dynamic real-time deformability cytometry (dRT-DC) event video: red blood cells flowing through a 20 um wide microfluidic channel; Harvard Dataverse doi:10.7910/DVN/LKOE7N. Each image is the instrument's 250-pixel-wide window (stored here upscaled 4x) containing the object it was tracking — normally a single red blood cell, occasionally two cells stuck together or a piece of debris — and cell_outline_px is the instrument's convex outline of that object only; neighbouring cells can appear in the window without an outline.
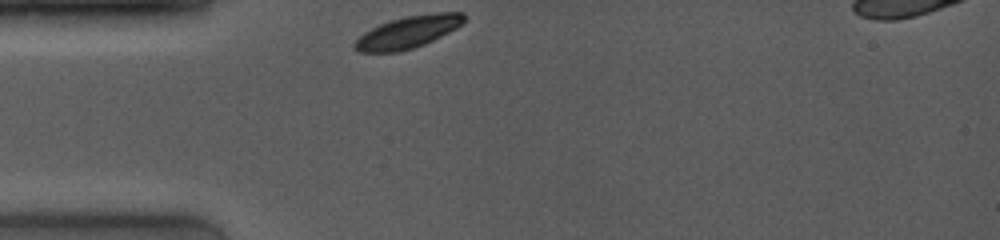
{"species": "common noctule bat (a hibernating species)", "species_latin": "Nyctalus noctula", "temperature_condition": "room temperature", "stored_images_in_passage": 40, "camera_frame_rate_fps": 4000, "um_per_image_px": 0.085, "animal": {"sex": "female", "body_mass_g": 19.0, "forearm_length_mm": 53.3}, "frame": {"image": 1, "passage_image": 1, "time_ms": 0.0, "image_size_px": [1000, 240], "cell_outline_px": [[464, 20], [456, 28], [424, 44], [412, 48], [396, 52], [360, 52], [352, 48], [356, 40], [364, 32], [380, 24], [404, 16], [440, 12], [464, 12]], "centroid_in_image_um": [34.65, 2.72], "position_along_channel_um": 50.3, "area_um2": 20.11}}
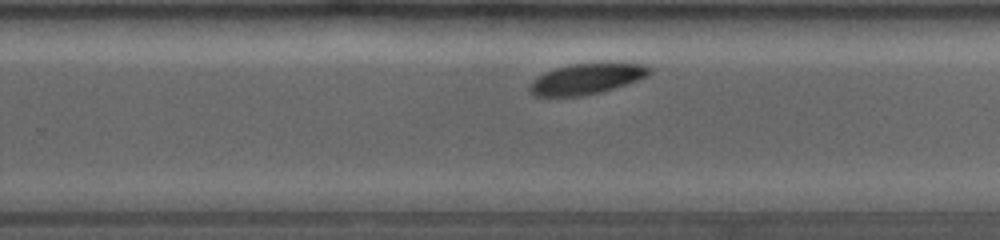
{"frame": {"image": 2, "passage_image": 26, "time_ms": 6.25, "image_size_px": [1000, 240], "cell_outline_px": [[652, 72], [648, 76], [600, 92], [580, 96], [536, 96], [528, 92], [528, 88], [532, 80], [536, 76], [544, 72], [556, 68], [572, 64], [608, 60], [644, 64], [652, 68]], "centroid_in_image_um": [49.88, 6.65], "position_along_channel_um": 279.9, "area_um2": 22.08}}
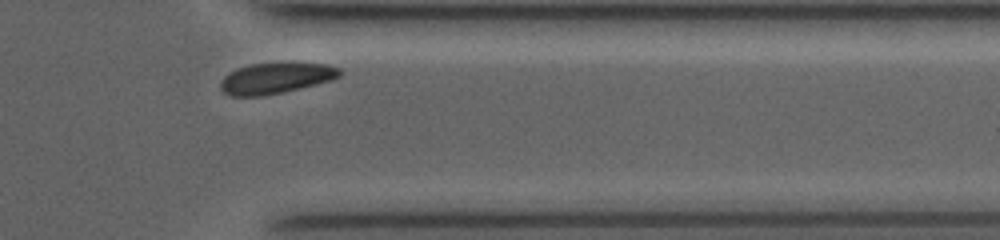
{"frame": {"image": 3, "passage_image": 37, "time_ms": 9.0, "image_size_px": [1000, 240], "cell_outline_px": [[344, 72], [340, 76], [332, 80], [316, 84], [280, 92], [260, 96], [228, 96], [220, 88], [220, 80], [228, 72], [236, 68], [252, 64], [328, 64], [340, 68]], "centroid_in_image_um": [23.41, 6.65], "position_along_channel_um": 388.0, "area_um2": 21.15}, "authors_computed_cell_mechanics": {"area_um2": 22.1952, "velocity_mm_per_s": 3.8673, "shape_relaxation_time_tau1_ms": 1.3857, "shape_relaxation_time_tau2_ms": null, "deformation_change_tau1": 0.105, "deformation_change_tau2": null}}